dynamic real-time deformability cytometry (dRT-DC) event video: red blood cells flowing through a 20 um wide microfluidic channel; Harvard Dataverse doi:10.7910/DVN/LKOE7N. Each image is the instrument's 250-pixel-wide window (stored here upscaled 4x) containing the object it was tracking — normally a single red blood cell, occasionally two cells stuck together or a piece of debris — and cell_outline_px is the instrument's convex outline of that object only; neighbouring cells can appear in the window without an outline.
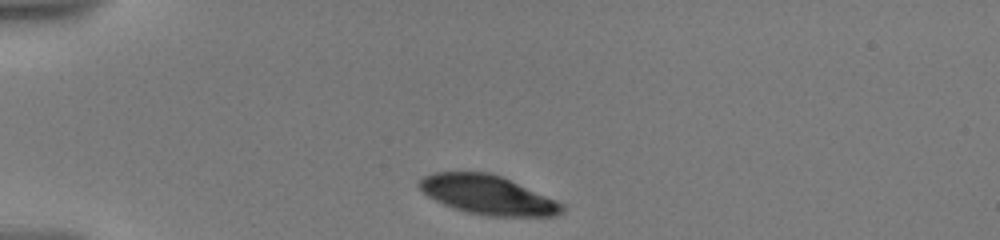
{"species": "human", "species_latin": "Homo sapiens", "temperature_condition": "warm", "stored_images_in_passage": 31, "camera_frame_rate_fps": 3000, "um_per_image_px": 0.085, "donor": {"sex": "male"}, "frame": {"image": 1, "passage_image": 1, "time_ms": 0.0, "image_size_px": [1000, 240], "cell_outline_px": [[564, 208], [556, 216], [484, 216], [452, 208], [428, 196], [416, 184], [424, 176], [436, 172], [488, 172], [500, 176], [564, 204]], "centroid_in_image_um": [41.42, 16.57], "position_along_channel_um": 43.6, "area_um2": 32.08}}
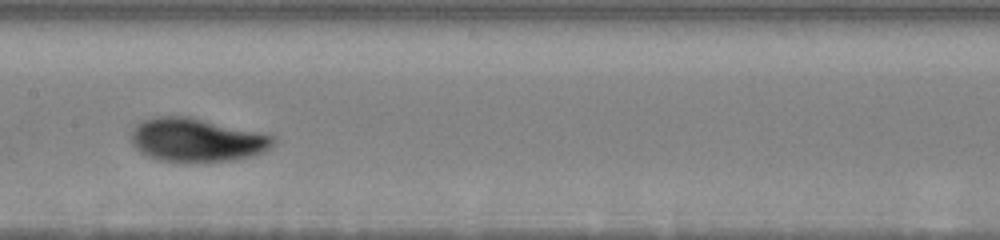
{"frame": {"image": 2, "passage_image": 14, "time_ms": 5.333, "image_size_px": [1000, 240], "cell_outline_px": [[276, 144], [272, 148], [264, 152], [252, 156], [232, 160], [160, 160], [148, 156], [140, 152], [132, 144], [132, 132], [136, 124], [140, 120], [152, 116], [188, 116], [272, 132], [276, 136]], "centroid_in_image_um": [16.85, 11.84], "position_along_channel_um": 190.6, "area_um2": 36.7}}
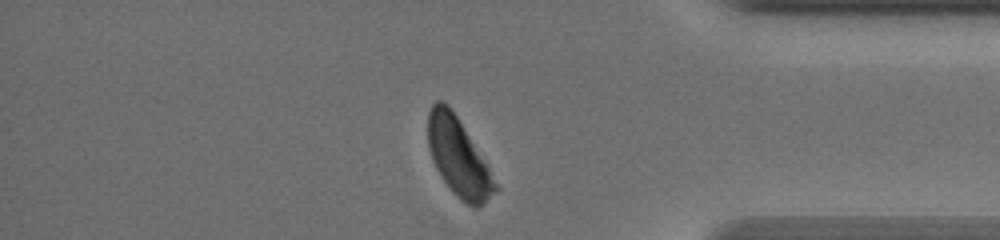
{"frame": {"image": 3, "passage_image": 27, "time_ms": 11.667, "image_size_px": [1000, 240], "cell_outline_px": [[500, 188], [496, 192], [476, 208], [460, 200], [452, 192], [440, 176], [432, 160], [428, 148], [428, 112], [432, 104], [436, 100], [440, 100], [448, 104], [456, 116], [488, 168]], "centroid_in_image_um": [38.93, 13.37], "position_along_channel_um": 396.3, "area_um2": 29.94}, "authors_computed_cell_mechanics": {"area_um2": 34.0442, "velocity_mm_per_s": 3.4981, "shape_relaxation_time_tau1_ms": 3.2554, "shape_relaxation_time_tau2_ms": null, "deformation_change_tau1": 0.1349, "deformation_change_tau2": null}}